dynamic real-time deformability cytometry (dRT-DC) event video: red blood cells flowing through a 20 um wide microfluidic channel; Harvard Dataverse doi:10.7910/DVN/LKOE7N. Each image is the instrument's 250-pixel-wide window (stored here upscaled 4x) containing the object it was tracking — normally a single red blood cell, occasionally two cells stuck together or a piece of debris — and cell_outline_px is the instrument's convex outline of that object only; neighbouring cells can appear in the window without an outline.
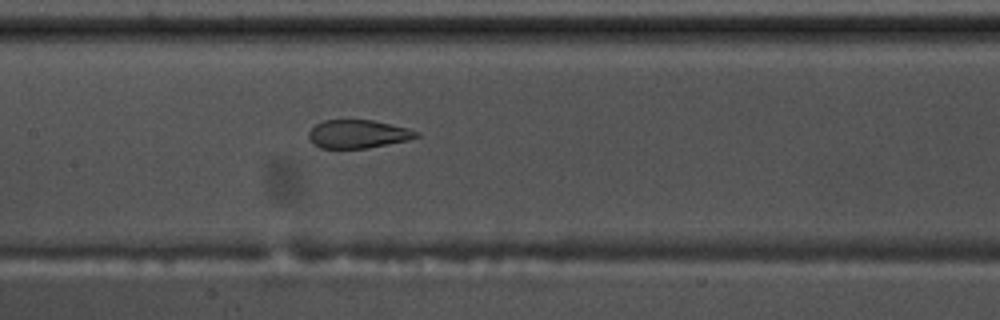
{"species": "common noctule bat (a hibernating species)", "species_latin": "Nyctalus noctula", "temperature_condition": "warm", "stored_images_in_passage": 42, "camera_frame_rate_fps": 3000, "um_per_image_px": 0.085, "animal": {"sex": "male", "body_mass_g": 17.5, "forearm_length_mm": 52.3}, "frame": {"image": 1, "passage_image": 13, "time_ms": 4.0, "image_size_px": [1000, 320], "cell_outline_px": [[420, 136], [408, 140], [368, 148], [320, 148], [312, 144], [308, 136], [308, 132], [316, 124], [324, 120], [372, 120], [392, 124], [408, 128], [420, 132]], "centroid_in_image_um": [30.43, 11.39], "position_along_channel_um": 177.0, "area_um2": 17.86}}
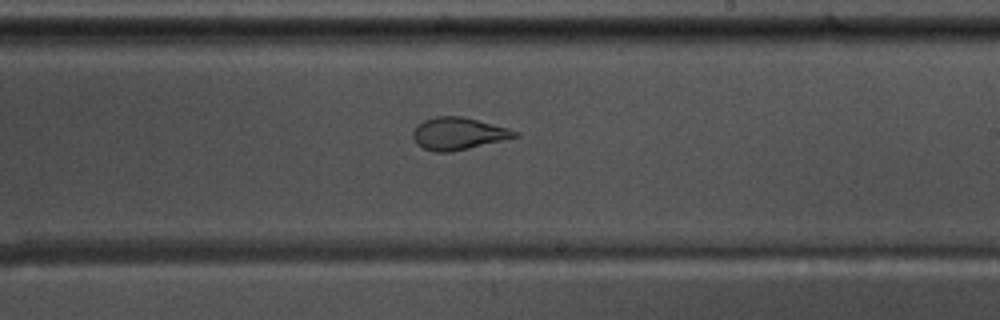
{"frame": {"image": 2, "passage_image": 19, "time_ms": 6.0, "image_size_px": [1000, 320], "cell_outline_px": [[520, 136], [452, 152], [436, 152], [424, 148], [416, 144], [412, 136], [412, 132], [416, 124], [432, 116], [464, 116], [508, 128], [520, 132]], "centroid_in_image_um": [38.93, 11.34], "position_along_channel_um": 250.1, "area_um2": 19.36}}
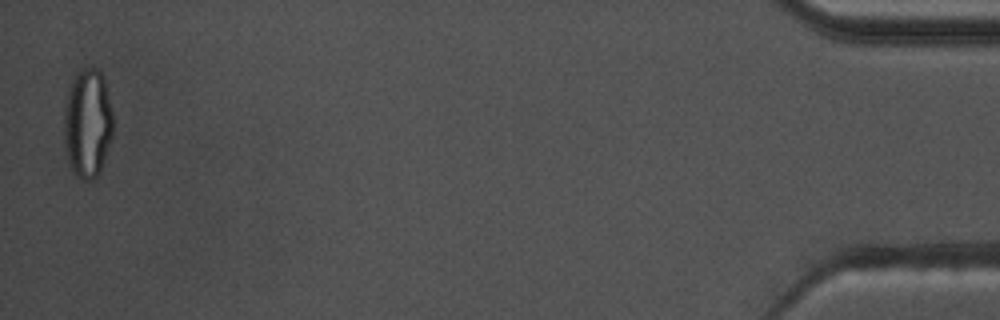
{"frame": {"image": 3, "passage_image": 41, "time_ms": 13.333, "image_size_px": [1000, 320], "cell_outline_px": [[112, 136], [100, 168], [96, 176], [92, 180], [84, 180], [76, 176], [72, 168], [64, 148], [64, 108], [68, 92], [72, 80], [76, 72], [80, 68], [96, 68], [104, 76], [112, 112]], "centroid_in_image_um": [7.43, 10.44], "position_along_channel_um": 427.8, "area_um2": 31.04}, "authors_computed_cell_mechanics": {"area_um2": 20.5479, "velocity_mm_per_s": 3.6621, "shape_relaxation_time_tau1_ms": null, "shape_relaxation_time_tau2_ms": 1.0577, "deformation_change_tau1": null, "deformation_change_tau2": 0.0664}}